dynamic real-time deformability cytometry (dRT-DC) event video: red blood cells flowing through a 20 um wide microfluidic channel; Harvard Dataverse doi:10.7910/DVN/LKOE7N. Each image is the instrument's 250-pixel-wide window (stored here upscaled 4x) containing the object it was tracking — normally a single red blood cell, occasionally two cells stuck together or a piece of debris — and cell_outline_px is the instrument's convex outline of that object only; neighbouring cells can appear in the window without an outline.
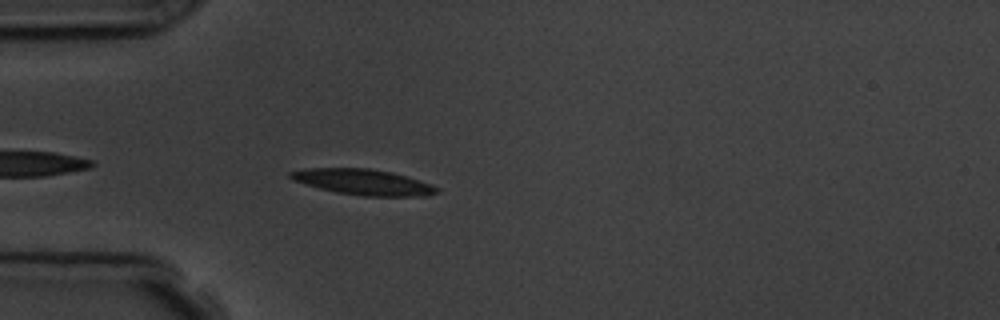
{"species": "common noctule bat (a hibernating species)", "species_latin": "Nyctalus noctula", "temperature_condition": "room temperature", "stored_images_in_passage": 5, "camera_frame_rate_fps": 3000, "um_per_image_px": 0.085, "animal": {"sex": "male", "body_mass_g": 19.5, "forearm_length_mm": 54.6}, "frame": {"image": 1, "passage_image": 5, "time_ms": 4.333, "image_size_px": [1000, 320], "cell_outline_px": [[440, 192], [428, 196], [364, 196], [336, 192], [320, 188], [292, 180], [288, 176], [288, 172], [304, 168], [368, 168], [392, 172], [432, 184], [440, 188]], "centroid_in_image_um": [30.89, 15.47], "position_along_channel_um": 54.1, "area_um2": 22.02}}